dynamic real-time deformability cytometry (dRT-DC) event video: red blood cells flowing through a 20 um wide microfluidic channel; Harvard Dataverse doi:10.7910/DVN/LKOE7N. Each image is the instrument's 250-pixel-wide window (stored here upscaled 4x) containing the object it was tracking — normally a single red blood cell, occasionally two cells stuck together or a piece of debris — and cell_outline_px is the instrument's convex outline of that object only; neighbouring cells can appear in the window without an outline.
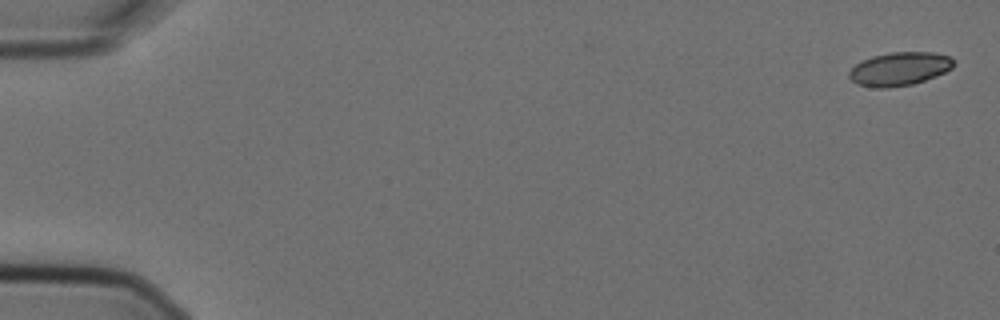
{"species": "Egyptian fruit bat (a non-hibernating species)", "species_latin": "Rousettus aegyptiacus", "temperature_condition": "cold", "stored_images_in_passage": 3, "camera_frame_rate_fps": 3000, "um_per_image_px": 0.085, "animal": {"sex": "female"}, "frame": {"image": 1, "passage_image": 1, "time_ms": 0.0, "image_size_px": [1000, 320], "cell_outline_px": [[956, 64], [952, 68], [936, 76], [912, 84], [888, 88], [880, 88], [856, 84], [848, 76], [848, 72], [856, 64], [872, 56], [892, 52], [932, 52], [952, 56], [956, 60]], "centroid_in_image_um": [76.5, 5.84], "position_along_channel_um": 8.5, "area_um2": 20.46}}